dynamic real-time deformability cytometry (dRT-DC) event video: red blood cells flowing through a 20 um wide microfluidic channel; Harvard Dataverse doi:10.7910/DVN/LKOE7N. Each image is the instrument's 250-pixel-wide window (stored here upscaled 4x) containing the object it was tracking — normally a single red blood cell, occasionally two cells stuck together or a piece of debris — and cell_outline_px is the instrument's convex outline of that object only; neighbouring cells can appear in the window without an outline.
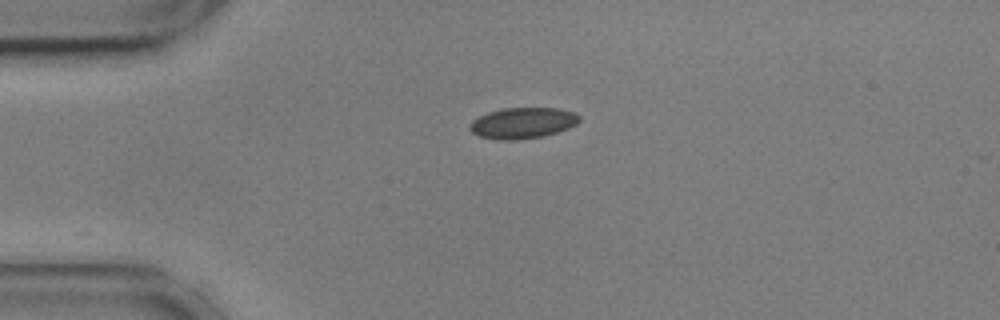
{"species": "common noctule bat (a hibernating species)", "species_latin": "Nyctalus noctula", "temperature_condition": "cold", "stored_images_in_passage": 43, "camera_frame_rate_fps": 3000, "um_per_image_px": 0.085, "animal": {"sex": "male", "body_mass_g": 17.9, "forearm_length_mm": 54.2}, "frame": {"image": 1, "passage_image": 1, "time_ms": 0.0, "image_size_px": [1000, 320], "cell_outline_px": [[580, 120], [576, 124], [568, 128], [544, 136], [516, 140], [500, 140], [480, 136], [472, 132], [468, 128], [472, 120], [488, 112], [504, 108], [560, 108], [576, 112], [580, 116]], "centroid_in_image_um": [44.45, 10.45], "position_along_channel_um": 40.6, "area_um2": 19.83}}
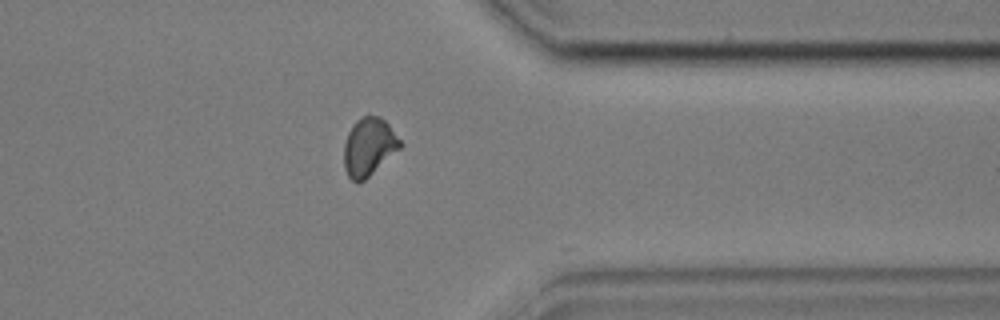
{"frame": {"image": 2, "passage_image": 32, "time_ms": 10.333, "image_size_px": [1000, 320], "cell_outline_px": [[404, 144], [400, 148], [364, 180], [352, 180], [348, 176], [344, 168], [344, 144], [348, 132], [352, 124], [360, 116], [380, 116], [388, 124]], "centroid_in_image_um": [31.34, 12.44], "position_along_channel_um": 380.1, "area_um2": 18.79}}
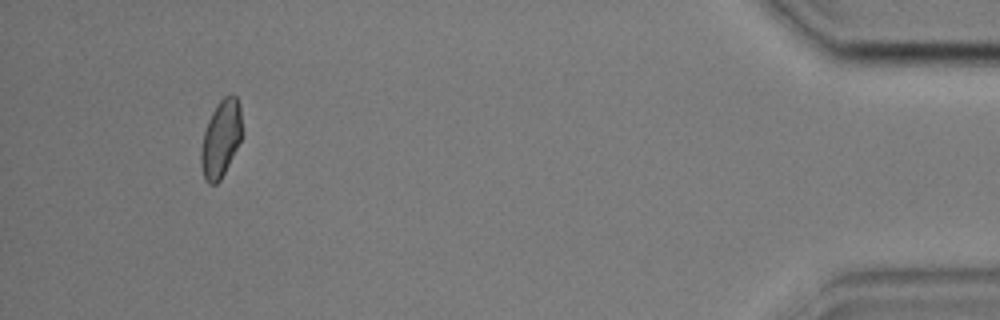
{"frame": {"image": 3, "passage_image": 40, "time_ms": 13.0, "image_size_px": [1000, 320], "cell_outline_px": [[244, 136], [220, 180], [216, 184], [208, 184], [204, 180], [200, 164], [200, 152], [204, 132], [208, 120], [216, 104], [224, 96], [232, 92], [236, 96], [240, 104]], "centroid_in_image_um": [18.8, 11.76], "position_along_channel_um": 416.4, "area_um2": 19.02}, "authors_computed_cell_mechanics": {"area_um2": 19.074, "velocity_mm_per_s": 3.6001, "shape_relaxation_time_tau1_ms": 4.0614, "shape_relaxation_time_tau2_ms": 1.7358, "deformation_change_tau1": 0.0767, "deformation_change_tau2": 0.0584}}